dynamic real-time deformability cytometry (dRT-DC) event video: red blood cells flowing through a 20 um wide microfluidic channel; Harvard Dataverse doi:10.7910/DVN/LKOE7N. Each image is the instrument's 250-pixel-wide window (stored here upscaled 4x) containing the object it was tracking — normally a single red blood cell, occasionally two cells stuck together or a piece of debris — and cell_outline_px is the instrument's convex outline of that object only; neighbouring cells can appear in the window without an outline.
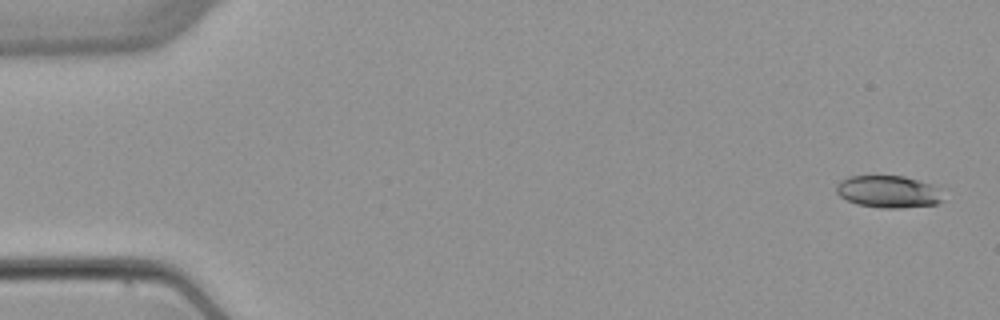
{"species": "common noctule bat (a hibernating species)", "species_latin": "Nyctalus noctula", "temperature_condition": "warm", "stored_images_in_passage": 4, "camera_frame_rate_fps": 3000, "um_per_image_px": 0.085, "animal": {"sex": "female", "body_mass_g": 22.7, "forearm_length_mm": 54.2}, "frame": {"image": 1, "passage_image": 1, "time_ms": 0.0, "image_size_px": [1000, 320], "cell_outline_px": [[944, 200], [936, 204], [900, 208], [880, 208], [856, 204], [840, 196], [836, 192], [836, 184], [840, 180], [848, 176], [904, 176], [928, 184]], "centroid_in_image_um": [75.39, 16.3], "position_along_channel_um": 9.6, "area_um2": 19.59}}
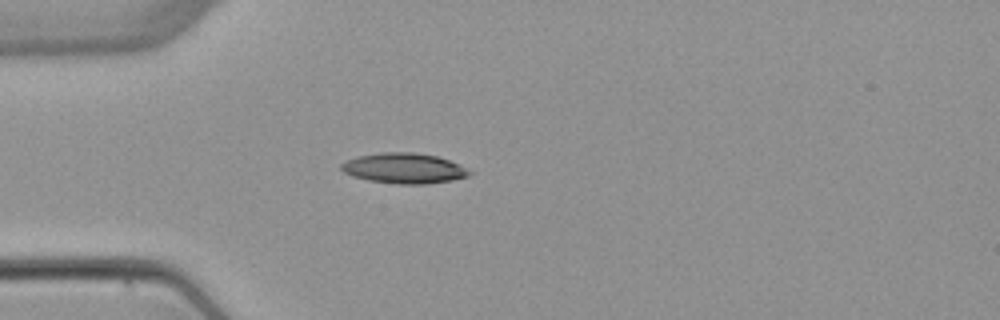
{"frame": {"image": 2, "passage_image": 4, "time_ms": 4.333, "image_size_px": [1000, 320], "cell_outline_px": [[472, 172], [468, 176], [452, 180], [428, 184], [396, 184], [368, 180], [352, 176], [344, 172], [340, 168], [340, 164], [348, 160], [360, 156], [380, 152], [412, 152], [436, 156], [448, 160]], "centroid_in_image_um": [34.31, 14.31], "position_along_channel_um": 50.7, "area_um2": 22.43}}